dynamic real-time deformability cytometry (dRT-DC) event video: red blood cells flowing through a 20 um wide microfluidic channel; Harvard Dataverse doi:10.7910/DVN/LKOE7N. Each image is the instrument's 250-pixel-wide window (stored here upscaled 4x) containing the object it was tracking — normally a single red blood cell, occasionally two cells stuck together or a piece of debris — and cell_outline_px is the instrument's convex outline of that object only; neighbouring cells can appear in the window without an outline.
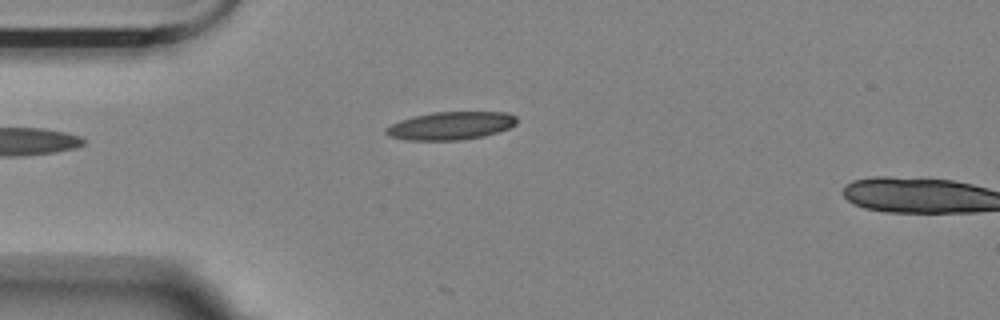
{"species": "Egyptian fruit bat (a non-hibernating species)", "species_latin": "Rousettus aegyptiacus", "temperature_condition": "room temperature", "stored_images_in_passage": 2, "segment_of_instrument_passage": [1, 2], "camera_frame_rate_fps": 3000, "um_per_image_px": 0.085, "animal": {"sex": "female"}, "frame": {"image": 1, "passage_image": 1, "time_ms": 0.0, "image_size_px": [1000, 320], "cell_outline_px": [[516, 124], [508, 128], [484, 136], [460, 140], [408, 140], [388, 136], [384, 132], [384, 128], [400, 120], [432, 112], [504, 112], [516, 116]], "centroid_in_image_um": [38.28, 10.69], "position_along_channel_um": 46.7, "area_um2": 21.21}}